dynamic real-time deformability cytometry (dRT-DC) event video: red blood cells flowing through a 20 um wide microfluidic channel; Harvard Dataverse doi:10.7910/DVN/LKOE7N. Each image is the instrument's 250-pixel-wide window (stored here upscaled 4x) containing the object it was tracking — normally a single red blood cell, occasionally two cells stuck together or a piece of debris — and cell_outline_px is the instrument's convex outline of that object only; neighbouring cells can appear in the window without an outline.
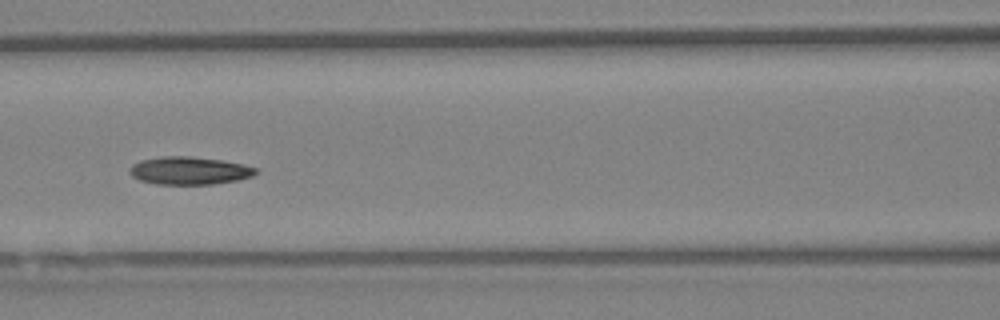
{"species": "Egyptian fruit bat (a non-hibernating species)", "species_latin": "Rousettus aegyptiacus", "temperature_condition": "warm", "stored_images_in_passage": 16, "camera_frame_rate_fps": 3000, "um_per_image_px": 0.085, "animal": {"sex": "female"}, "frame": {"image": 1, "passage_image": 7, "time_ms": 2.0, "image_size_px": [1000, 320], "cell_outline_px": [[256, 172], [252, 176], [236, 180], [212, 184], [156, 184], [140, 180], [132, 176], [128, 172], [132, 164], [140, 160], [160, 156], [192, 156], [220, 160], [244, 164], [256, 168]], "centroid_in_image_um": [16.05, 14.49], "position_along_channel_um": 150.6, "area_um2": 20.4}}